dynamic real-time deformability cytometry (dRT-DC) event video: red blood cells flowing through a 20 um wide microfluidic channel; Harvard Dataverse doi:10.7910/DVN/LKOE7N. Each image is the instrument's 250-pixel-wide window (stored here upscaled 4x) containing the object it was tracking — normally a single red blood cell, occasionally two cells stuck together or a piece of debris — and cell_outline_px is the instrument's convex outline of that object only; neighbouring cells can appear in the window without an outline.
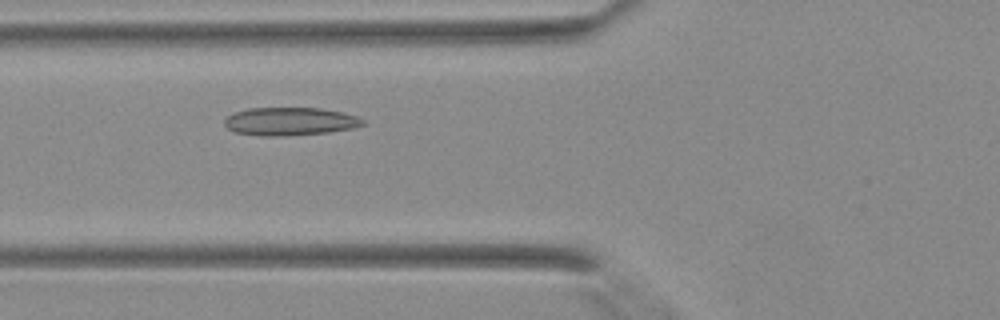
{"species": "Egyptian fruit bat (a non-hibernating species)", "species_latin": "Rousettus aegyptiacus", "temperature_condition": "warm", "stored_images_in_passage": 34, "camera_frame_rate_fps": 3000, "um_per_image_px": 0.085, "animal": {"sex": "female"}, "frame": {"image": 1, "passage_image": 8, "time_ms": 2.333, "image_size_px": [1000, 320], "cell_outline_px": [[364, 124], [352, 128], [328, 132], [288, 136], [260, 136], [232, 132], [224, 124], [224, 120], [228, 116], [236, 112], [248, 108], [320, 108], [340, 112], [356, 116], [364, 120]], "centroid_in_image_um": [24.61, 10.33], "position_along_channel_um": 101.2, "area_um2": 22.6}}
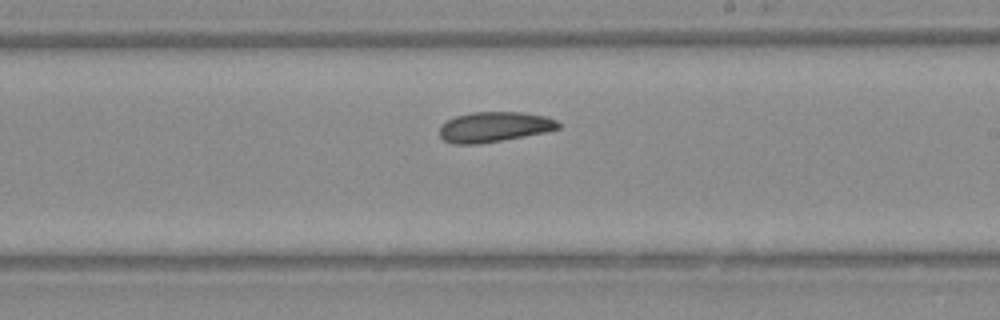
{"frame": {"image": 2, "passage_image": 17, "time_ms": 5.333, "image_size_px": [1000, 320], "cell_outline_px": [[560, 128], [544, 132], [480, 144], [452, 144], [444, 140], [440, 136], [440, 124], [456, 116], [472, 112], [524, 112], [544, 116], [556, 120], [560, 124]], "centroid_in_image_um": [41.98, 10.78], "position_along_channel_um": 247.0, "area_um2": 20.81}}
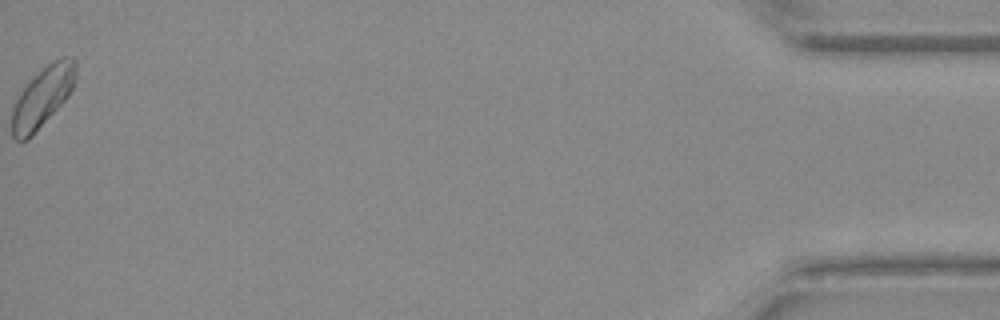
{"frame": {"image": 3, "passage_image": 34, "time_ms": 11.0, "image_size_px": [1000, 320], "cell_outline_px": [[76, 76], [72, 88], [68, 96], [32, 136], [28, 140], [16, 140], [12, 136], [12, 108], [16, 100], [24, 88], [52, 60], [64, 56], [72, 56], [76, 60]], "centroid_in_image_um": [3.64, 8.24], "position_along_channel_um": 431.6, "area_um2": 21.96}}